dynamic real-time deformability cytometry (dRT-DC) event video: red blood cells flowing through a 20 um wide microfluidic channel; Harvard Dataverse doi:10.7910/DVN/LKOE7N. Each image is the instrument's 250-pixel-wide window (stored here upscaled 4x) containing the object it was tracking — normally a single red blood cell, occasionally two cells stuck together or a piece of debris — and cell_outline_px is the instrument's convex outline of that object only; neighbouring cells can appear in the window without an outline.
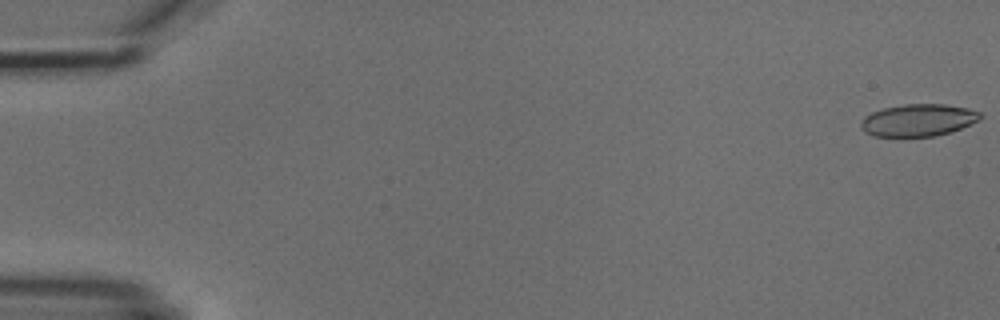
{"species": "common noctule bat (a hibernating species)", "species_latin": "Nyctalus noctula", "temperature_condition": "cold", "stored_images_in_passage": 6, "camera_frame_rate_fps": 3000, "um_per_image_px": 0.085, "animal": {"sex": "male", "body_mass_g": 18.8}, "frame": {"image": 1, "passage_image": 1, "time_ms": 0.0, "image_size_px": [1000, 320], "cell_outline_px": [[980, 120], [952, 132], [936, 136], [900, 140], [876, 136], [864, 132], [860, 128], [860, 124], [864, 116], [872, 112], [884, 108], [904, 104], [944, 104], [968, 108], [980, 112]], "centroid_in_image_um": [78.0, 10.27], "position_along_channel_um": 7.0, "area_um2": 23.29}}
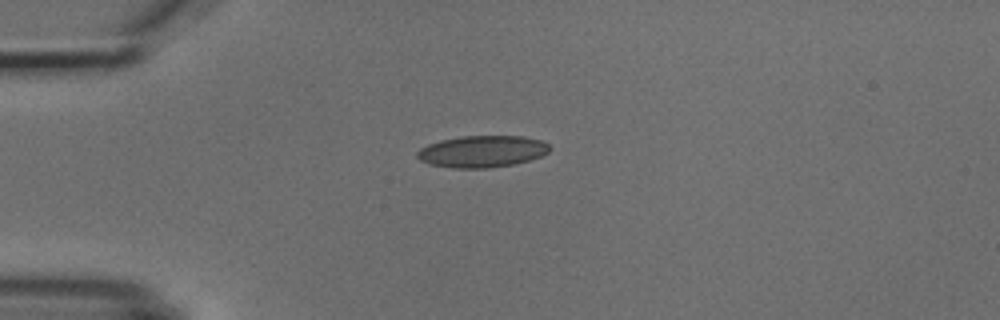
{"frame": {"image": 2, "passage_image": 4, "time_ms": 4.333, "image_size_px": [1000, 320], "cell_outline_px": [[552, 148], [548, 152], [540, 156], [528, 160], [512, 164], [488, 168], [452, 168], [428, 164], [420, 160], [416, 156], [416, 152], [420, 148], [428, 144], [440, 140], [460, 136], [524, 136], [540, 140], [548, 144]], "centroid_in_image_um": [40.95, 12.87], "position_along_channel_um": 44.1, "area_um2": 24.57}}
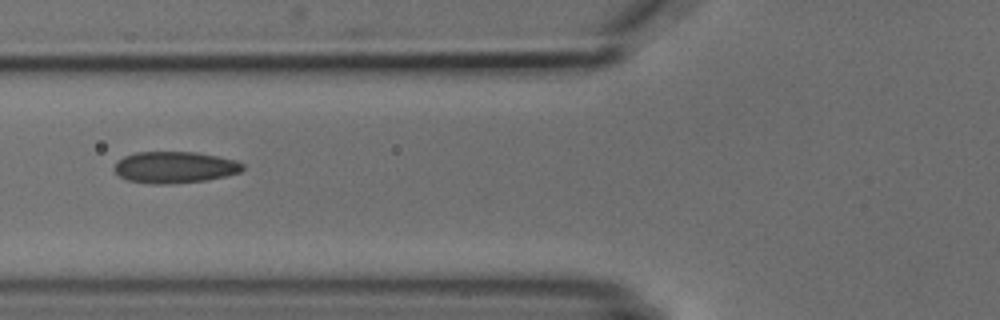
{"frame": {"image": 3, "passage_image": 6, "time_ms": 6.667, "image_size_px": [1000, 320], "cell_outline_px": [[244, 168], [240, 172], [224, 176], [204, 180], [168, 184], [152, 184], [128, 180], [120, 176], [112, 168], [116, 160], [124, 156], [136, 152], [196, 152], [236, 160], [244, 164]], "centroid_in_image_um": [14.81, 14.21], "position_along_channel_um": 111.0, "area_um2": 23.58}}